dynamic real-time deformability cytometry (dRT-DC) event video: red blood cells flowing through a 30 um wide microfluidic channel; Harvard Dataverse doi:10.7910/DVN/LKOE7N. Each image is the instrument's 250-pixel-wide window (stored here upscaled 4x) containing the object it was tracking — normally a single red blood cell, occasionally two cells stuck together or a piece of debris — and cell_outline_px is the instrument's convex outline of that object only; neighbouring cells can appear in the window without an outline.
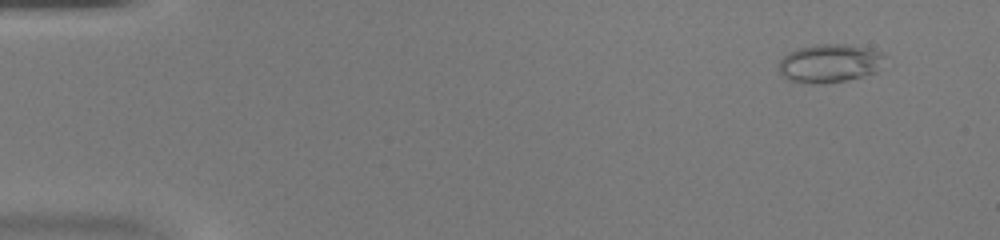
{"species": "common noctule bat (a hibernating species)", "species_latin": "Nyctalus noctula", "temperature_condition": "warm", "stored_images_in_passage": 46, "camera_frame_rate_fps": 3000, "um_per_image_px": 0.085, "animal": {"sex": "female", "body_mass_g": 20.0, "forearm_length_mm": 54.0}, "frame": {"image": 1, "passage_image": 4, "time_ms": 1.0, "image_size_px": [1000, 240], "cell_outline_px": [[884, 56], [876, 72], [844, 80], [824, 84], [804, 84], [788, 80], [780, 72], [780, 60], [788, 52], [796, 48], [816, 44], [852, 44], [884, 52]], "centroid_in_image_um": [70.49, 5.37], "position_along_channel_um": 14.5, "area_um2": 23.81}}
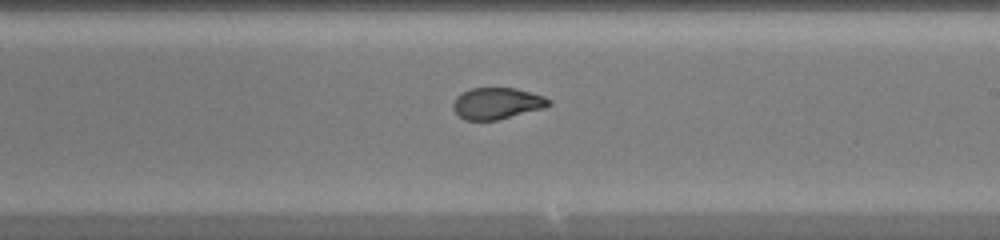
{"frame": {"image": 2, "passage_image": 28, "time_ms": 9.0, "image_size_px": [1000, 240], "cell_outline_px": [[552, 104], [544, 108], [496, 120], [464, 120], [452, 108], [452, 104], [456, 96], [460, 92], [472, 88], [516, 88], [544, 96], [552, 100]], "centroid_in_image_um": [42.24, 8.78], "position_along_channel_um": 246.8, "area_um2": 17.63}}
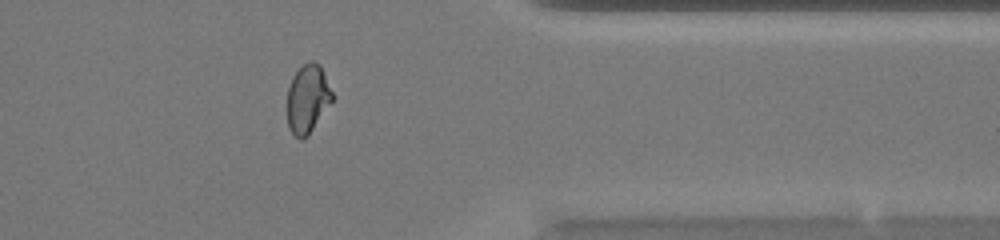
{"frame": {"image": 3, "passage_image": 38, "time_ms": 12.333, "image_size_px": [1000, 240], "cell_outline_px": [[332, 100], [308, 136], [300, 140], [288, 128], [288, 88], [292, 76], [308, 60], [312, 60], [320, 64], [332, 92]], "centroid_in_image_um": [26.14, 8.38], "position_along_channel_um": 385.3, "area_um2": 17.74}}